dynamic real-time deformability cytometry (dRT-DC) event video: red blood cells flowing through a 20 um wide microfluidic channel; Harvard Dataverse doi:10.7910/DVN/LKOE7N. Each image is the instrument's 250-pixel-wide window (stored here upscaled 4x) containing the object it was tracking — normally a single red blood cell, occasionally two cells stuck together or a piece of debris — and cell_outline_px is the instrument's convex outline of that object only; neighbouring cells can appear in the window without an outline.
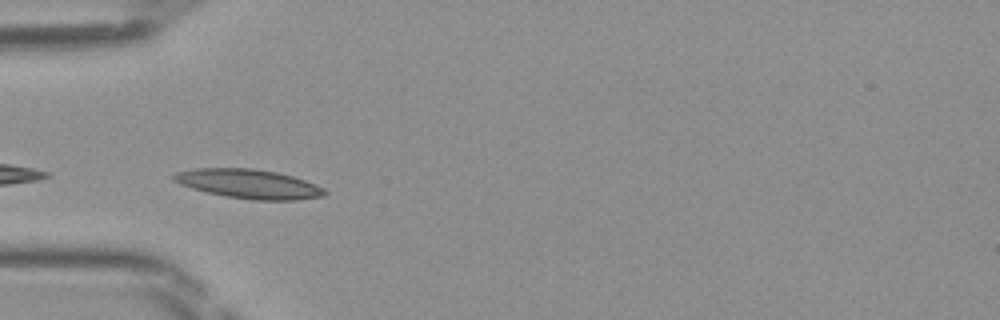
{"species": "Egyptian fruit bat (a non-hibernating species)", "species_latin": "Rousettus aegyptiacus", "temperature_condition": "room temperature", "stored_images_in_passage": 9, "camera_frame_rate_fps": 3000, "um_per_image_px": 0.085, "frame": {"image": 1, "passage_image": 1, "time_ms": 0.0, "image_size_px": [1000, 320], "cell_outline_px": [[328, 192], [324, 196], [296, 200], [252, 200], [228, 196], [208, 192], [192, 188], [180, 184], [172, 180], [172, 176], [176, 172], [192, 168], [252, 168], [276, 172], [292, 176], [316, 184], [324, 188]], "centroid_in_image_um": [21.15, 15.62], "position_along_channel_um": 63.8, "area_um2": 25.66}}
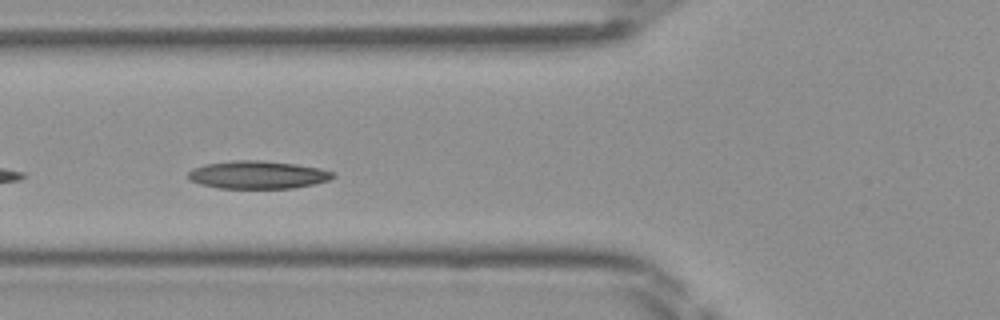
{"frame": {"image": 2, "passage_image": 4, "time_ms": 1.0, "image_size_px": [1000, 320], "cell_outline_px": [[336, 176], [328, 180], [312, 184], [292, 188], [220, 188], [200, 184], [192, 180], [188, 176], [188, 172], [192, 168], [204, 164], [236, 160], [264, 160], [296, 164], [320, 168], [336, 172]], "centroid_in_image_um": [21.93, 14.84], "position_along_channel_um": 103.9, "area_um2": 23.52}}
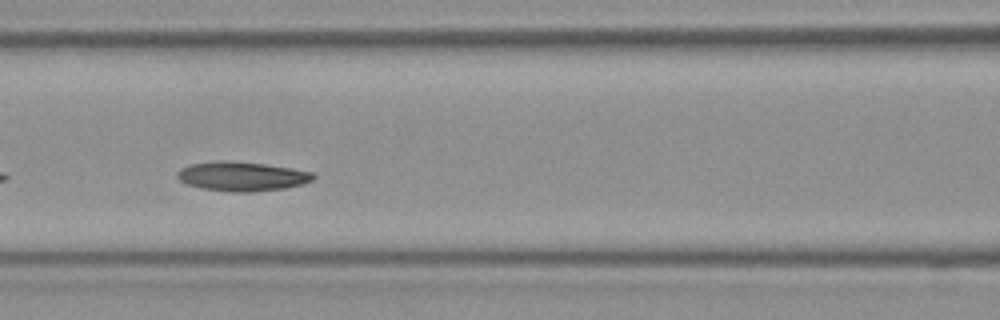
{"frame": {"image": 3, "passage_image": 7, "time_ms": 2.0, "image_size_px": [1000, 320], "cell_outline_px": [[316, 176], [312, 180], [304, 184], [284, 188], [252, 192], [232, 192], [200, 188], [188, 184], [180, 180], [176, 176], [176, 172], [180, 168], [192, 164], [216, 160], [228, 160], [264, 164], [292, 168], [312, 172]], "centroid_in_image_um": [20.55, 14.98], "position_along_channel_um": 146.0, "area_um2": 23.35}}